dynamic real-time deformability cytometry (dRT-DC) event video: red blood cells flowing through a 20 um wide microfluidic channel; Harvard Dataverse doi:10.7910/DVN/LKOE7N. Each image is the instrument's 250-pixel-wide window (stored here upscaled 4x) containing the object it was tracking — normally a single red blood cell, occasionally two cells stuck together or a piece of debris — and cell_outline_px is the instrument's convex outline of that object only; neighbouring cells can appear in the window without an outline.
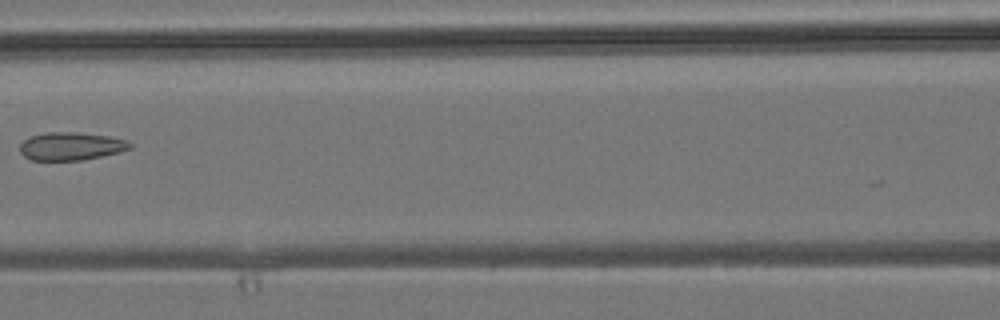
{"species": "common noctule bat (a hibernating species)", "species_latin": "Nyctalus noctula", "temperature_condition": "room temperature", "stored_images_in_passage": 6, "camera_frame_rate_fps": 3000, "um_per_image_px": 0.085, "animal": {"sex": "male", "body_mass_g": 19.2, "forearm_length_mm": 51.8}, "frame": {"image": 1, "passage_image": 6, "time_ms": 7.0, "image_size_px": [1000, 320], "cell_outline_px": [[132, 148], [120, 152], [84, 160], [32, 160], [24, 156], [20, 152], [20, 144], [24, 140], [32, 136], [44, 132], [80, 132], [108, 136], [124, 140], [132, 144]], "centroid_in_image_um": [6.03, 12.43], "position_along_channel_um": 160.6, "area_um2": 17.98}}